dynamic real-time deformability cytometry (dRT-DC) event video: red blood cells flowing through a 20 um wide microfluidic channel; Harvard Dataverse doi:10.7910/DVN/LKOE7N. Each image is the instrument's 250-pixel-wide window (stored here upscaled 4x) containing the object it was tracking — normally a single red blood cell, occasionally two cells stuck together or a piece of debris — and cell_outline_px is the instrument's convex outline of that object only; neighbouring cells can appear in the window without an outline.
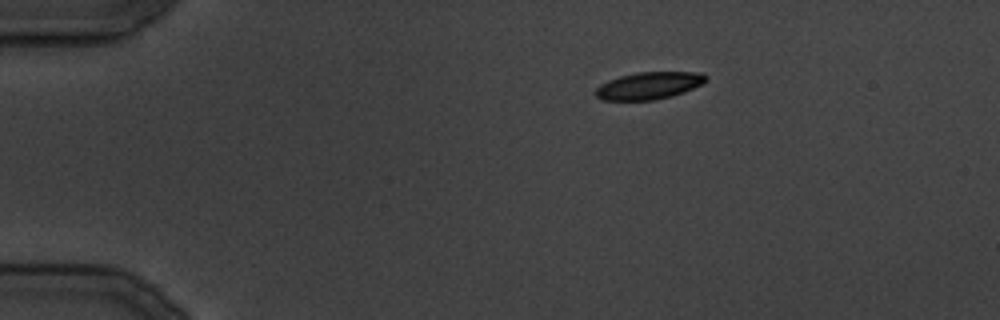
{"species": "common noctule bat (a hibernating species)", "species_latin": "Nyctalus noctula", "temperature_condition": "cold", "stored_images_in_passage": 24, "camera_frame_rate_fps": 3000, "um_per_image_px": 0.085, "animal": {"sex": "male", "body_mass_g": 19.5, "forearm_length_mm": 54.6}, "frame": {"image": 1, "passage_image": 1, "time_ms": 0.0, "image_size_px": [1000, 320], "cell_outline_px": [[708, 80], [704, 84], [684, 92], [672, 96], [656, 100], [600, 100], [596, 96], [596, 88], [600, 84], [608, 80], [620, 76], [640, 72], [704, 72], [708, 76]], "centroid_in_image_um": [55.21, 7.27], "position_along_channel_um": 29.8, "area_um2": 17.74}}